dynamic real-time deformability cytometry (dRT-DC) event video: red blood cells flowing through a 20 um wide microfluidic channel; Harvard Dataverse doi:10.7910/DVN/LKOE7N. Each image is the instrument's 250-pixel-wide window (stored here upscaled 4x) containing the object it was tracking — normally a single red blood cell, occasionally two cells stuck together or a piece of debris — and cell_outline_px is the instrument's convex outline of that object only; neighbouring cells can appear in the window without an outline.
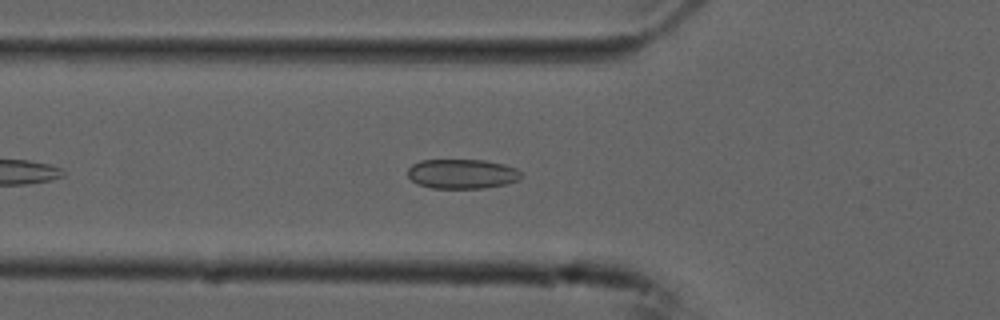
{"species": "common noctule bat (a hibernating species)", "species_latin": "Nyctalus noctula", "temperature_condition": "cold", "stored_images_in_passage": 37, "camera_frame_rate_fps": 3000, "um_per_image_px": 0.085, "animal": {"sex": "male", "forearm_length_mm": 52.5}, "frame": {"image": 1, "passage_image": 5, "time_ms": 1.333, "image_size_px": [1000, 320], "cell_outline_px": [[524, 176], [520, 180], [504, 184], [484, 188], [432, 188], [416, 184], [408, 176], [408, 168], [412, 164], [420, 160], [484, 160], [504, 164], [516, 168]], "centroid_in_image_um": [39.28, 14.78], "position_along_channel_um": 86.5, "area_um2": 19.71}}
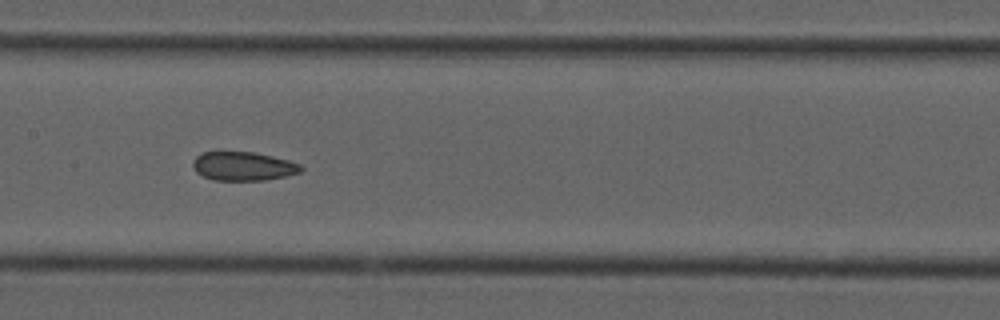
{"frame": {"image": 2, "passage_image": 13, "time_ms": 4.0, "image_size_px": [1000, 320], "cell_outline_px": [[304, 168], [300, 172], [284, 176], [264, 180], [212, 180], [196, 172], [192, 164], [192, 160], [196, 156], [204, 152], [252, 152], [272, 156], [288, 160], [300, 164]], "centroid_in_image_um": [20.66, 14.13], "position_along_channel_um": 186.7, "area_um2": 18.03}}
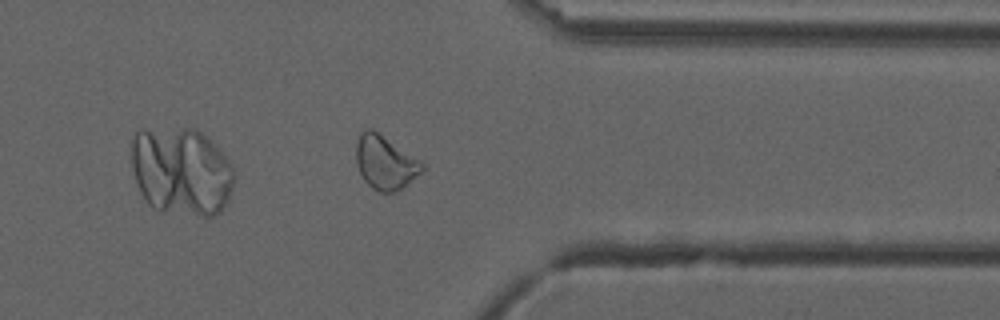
{"frame": {"image": 3, "passage_image": 29, "time_ms": 9.333, "image_size_px": [1000, 320], "cell_outline_px": [[424, 168], [420, 172], [396, 192], [380, 192], [372, 188], [364, 180], [356, 164], [356, 144], [360, 132], [364, 128], [372, 128], [420, 160], [424, 164]], "centroid_in_image_um": [32.7, 13.78], "position_along_channel_um": 378.7, "area_um2": 20.46}, "authors_computed_cell_mechanics": {"area_um2": 19.1896, "velocity_mm_per_s": 3.7364, "shape_relaxation_time_tau1_ms": null, "shape_relaxation_time_tau2_ms": 5.4559, "deformation_change_tau1": null, "deformation_change_tau2": 0.1134}}